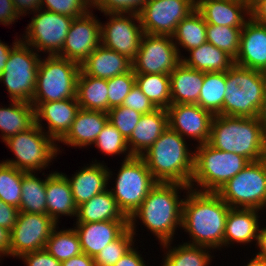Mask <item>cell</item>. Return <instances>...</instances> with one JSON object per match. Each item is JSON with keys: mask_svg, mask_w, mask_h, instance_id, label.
<instances>
[{"mask_svg": "<svg viewBox=\"0 0 266 266\" xmlns=\"http://www.w3.org/2000/svg\"><path fill=\"white\" fill-rule=\"evenodd\" d=\"M173 241L162 243L168 251L163 258L162 266H209L212 262L211 248L205 246L190 245L187 243L171 246ZM210 249V250H209Z\"/></svg>", "mask_w": 266, "mask_h": 266, "instance_id": "e575fe53", "label": "cell"}, {"mask_svg": "<svg viewBox=\"0 0 266 266\" xmlns=\"http://www.w3.org/2000/svg\"><path fill=\"white\" fill-rule=\"evenodd\" d=\"M91 10L74 18L59 57L81 65L101 44V22Z\"/></svg>", "mask_w": 266, "mask_h": 266, "instance_id": "e0dca14e", "label": "cell"}, {"mask_svg": "<svg viewBox=\"0 0 266 266\" xmlns=\"http://www.w3.org/2000/svg\"><path fill=\"white\" fill-rule=\"evenodd\" d=\"M58 224L47 214L19 212L10 231V257L45 249L52 230Z\"/></svg>", "mask_w": 266, "mask_h": 266, "instance_id": "5bb4252c", "label": "cell"}, {"mask_svg": "<svg viewBox=\"0 0 266 266\" xmlns=\"http://www.w3.org/2000/svg\"><path fill=\"white\" fill-rule=\"evenodd\" d=\"M11 49H12L11 45L8 46L7 43L5 42L3 43L0 40V75L4 71Z\"/></svg>", "mask_w": 266, "mask_h": 266, "instance_id": "94428289", "label": "cell"}, {"mask_svg": "<svg viewBox=\"0 0 266 266\" xmlns=\"http://www.w3.org/2000/svg\"><path fill=\"white\" fill-rule=\"evenodd\" d=\"M250 17L266 26V0H252L250 2Z\"/></svg>", "mask_w": 266, "mask_h": 266, "instance_id": "db71d44e", "label": "cell"}, {"mask_svg": "<svg viewBox=\"0 0 266 266\" xmlns=\"http://www.w3.org/2000/svg\"><path fill=\"white\" fill-rule=\"evenodd\" d=\"M27 24L25 36L20 39L30 45L37 53L46 52L48 56L58 55L65 43L73 17L39 9Z\"/></svg>", "mask_w": 266, "mask_h": 266, "instance_id": "7c38bea8", "label": "cell"}, {"mask_svg": "<svg viewBox=\"0 0 266 266\" xmlns=\"http://www.w3.org/2000/svg\"><path fill=\"white\" fill-rule=\"evenodd\" d=\"M18 18L20 19V15L14 8L13 0H0V24L8 26Z\"/></svg>", "mask_w": 266, "mask_h": 266, "instance_id": "816d5d0a", "label": "cell"}, {"mask_svg": "<svg viewBox=\"0 0 266 266\" xmlns=\"http://www.w3.org/2000/svg\"><path fill=\"white\" fill-rule=\"evenodd\" d=\"M41 9L76 18L91 9V0H41Z\"/></svg>", "mask_w": 266, "mask_h": 266, "instance_id": "bcb514c9", "label": "cell"}, {"mask_svg": "<svg viewBox=\"0 0 266 266\" xmlns=\"http://www.w3.org/2000/svg\"><path fill=\"white\" fill-rule=\"evenodd\" d=\"M181 61L190 68L203 72H224L234 65V59L225 51L208 42L188 51Z\"/></svg>", "mask_w": 266, "mask_h": 266, "instance_id": "4dcf8cb0", "label": "cell"}, {"mask_svg": "<svg viewBox=\"0 0 266 266\" xmlns=\"http://www.w3.org/2000/svg\"><path fill=\"white\" fill-rule=\"evenodd\" d=\"M147 0H91V8L101 13L139 14Z\"/></svg>", "mask_w": 266, "mask_h": 266, "instance_id": "7dc6e473", "label": "cell"}, {"mask_svg": "<svg viewBox=\"0 0 266 266\" xmlns=\"http://www.w3.org/2000/svg\"><path fill=\"white\" fill-rule=\"evenodd\" d=\"M186 140L168 127L141 157L157 182L190 185L194 152Z\"/></svg>", "mask_w": 266, "mask_h": 266, "instance_id": "3957f363", "label": "cell"}, {"mask_svg": "<svg viewBox=\"0 0 266 266\" xmlns=\"http://www.w3.org/2000/svg\"><path fill=\"white\" fill-rule=\"evenodd\" d=\"M79 110L76 98L42 102L35 108L36 124L57 143L70 130ZM43 120L47 122L48 127H44L47 131L43 128Z\"/></svg>", "mask_w": 266, "mask_h": 266, "instance_id": "d6986e66", "label": "cell"}, {"mask_svg": "<svg viewBox=\"0 0 266 266\" xmlns=\"http://www.w3.org/2000/svg\"><path fill=\"white\" fill-rule=\"evenodd\" d=\"M134 85L135 73L133 69L128 73L107 79L108 111L111 108L121 106Z\"/></svg>", "mask_w": 266, "mask_h": 266, "instance_id": "ee69618b", "label": "cell"}, {"mask_svg": "<svg viewBox=\"0 0 266 266\" xmlns=\"http://www.w3.org/2000/svg\"><path fill=\"white\" fill-rule=\"evenodd\" d=\"M226 91V71L204 72V81L197 104L214 116L220 115Z\"/></svg>", "mask_w": 266, "mask_h": 266, "instance_id": "8d00e7d4", "label": "cell"}, {"mask_svg": "<svg viewBox=\"0 0 266 266\" xmlns=\"http://www.w3.org/2000/svg\"><path fill=\"white\" fill-rule=\"evenodd\" d=\"M206 28L207 23L196 9L178 24L171 37L180 58L183 56L179 46L188 52L207 42Z\"/></svg>", "mask_w": 266, "mask_h": 266, "instance_id": "836d02e7", "label": "cell"}, {"mask_svg": "<svg viewBox=\"0 0 266 266\" xmlns=\"http://www.w3.org/2000/svg\"><path fill=\"white\" fill-rule=\"evenodd\" d=\"M71 186L72 195L77 206L90 200L97 194L108 189V181L112 178V171L104 163L92 161L88 166L82 167L72 177L64 174Z\"/></svg>", "mask_w": 266, "mask_h": 266, "instance_id": "603a6c76", "label": "cell"}, {"mask_svg": "<svg viewBox=\"0 0 266 266\" xmlns=\"http://www.w3.org/2000/svg\"><path fill=\"white\" fill-rule=\"evenodd\" d=\"M19 259H22L26 266H61V262L55 259L45 249L26 253Z\"/></svg>", "mask_w": 266, "mask_h": 266, "instance_id": "681fc988", "label": "cell"}, {"mask_svg": "<svg viewBox=\"0 0 266 266\" xmlns=\"http://www.w3.org/2000/svg\"><path fill=\"white\" fill-rule=\"evenodd\" d=\"M107 121V112L80 108L70 130L58 143L79 148L93 145Z\"/></svg>", "mask_w": 266, "mask_h": 266, "instance_id": "484cf974", "label": "cell"}, {"mask_svg": "<svg viewBox=\"0 0 266 266\" xmlns=\"http://www.w3.org/2000/svg\"><path fill=\"white\" fill-rule=\"evenodd\" d=\"M19 209L0 200V226L11 231L17 221Z\"/></svg>", "mask_w": 266, "mask_h": 266, "instance_id": "f907efd6", "label": "cell"}, {"mask_svg": "<svg viewBox=\"0 0 266 266\" xmlns=\"http://www.w3.org/2000/svg\"><path fill=\"white\" fill-rule=\"evenodd\" d=\"M195 9L194 0H147L138 15L145 34L172 36Z\"/></svg>", "mask_w": 266, "mask_h": 266, "instance_id": "9a60e30c", "label": "cell"}, {"mask_svg": "<svg viewBox=\"0 0 266 266\" xmlns=\"http://www.w3.org/2000/svg\"><path fill=\"white\" fill-rule=\"evenodd\" d=\"M234 64L266 73V26L251 17L240 36V48Z\"/></svg>", "mask_w": 266, "mask_h": 266, "instance_id": "ffe728a7", "label": "cell"}, {"mask_svg": "<svg viewBox=\"0 0 266 266\" xmlns=\"http://www.w3.org/2000/svg\"><path fill=\"white\" fill-rule=\"evenodd\" d=\"M35 174V172H26L23 175L19 212L36 214L47 213L46 177H44V180L38 178Z\"/></svg>", "mask_w": 266, "mask_h": 266, "instance_id": "d590c367", "label": "cell"}, {"mask_svg": "<svg viewBox=\"0 0 266 266\" xmlns=\"http://www.w3.org/2000/svg\"><path fill=\"white\" fill-rule=\"evenodd\" d=\"M129 228L128 220L76 223L82 252L95 257L105 246L118 239Z\"/></svg>", "mask_w": 266, "mask_h": 266, "instance_id": "7402d4cb", "label": "cell"}, {"mask_svg": "<svg viewBox=\"0 0 266 266\" xmlns=\"http://www.w3.org/2000/svg\"><path fill=\"white\" fill-rule=\"evenodd\" d=\"M35 123V108L31 103L11 100L9 107H0V137L3 141L30 129Z\"/></svg>", "mask_w": 266, "mask_h": 266, "instance_id": "1f68e13d", "label": "cell"}, {"mask_svg": "<svg viewBox=\"0 0 266 266\" xmlns=\"http://www.w3.org/2000/svg\"><path fill=\"white\" fill-rule=\"evenodd\" d=\"M158 182L141 156H125L110 192L119 209L129 218Z\"/></svg>", "mask_w": 266, "mask_h": 266, "instance_id": "30bf717a", "label": "cell"}, {"mask_svg": "<svg viewBox=\"0 0 266 266\" xmlns=\"http://www.w3.org/2000/svg\"><path fill=\"white\" fill-rule=\"evenodd\" d=\"M3 142L14 153L15 160L7 159L2 162L25 172H41L57 157L58 152H62L58 143L36 123L30 129Z\"/></svg>", "mask_w": 266, "mask_h": 266, "instance_id": "ba28073f", "label": "cell"}, {"mask_svg": "<svg viewBox=\"0 0 266 266\" xmlns=\"http://www.w3.org/2000/svg\"><path fill=\"white\" fill-rule=\"evenodd\" d=\"M104 15L109 17V21L100 24L101 44L133 61L144 34L139 15L134 13H104Z\"/></svg>", "mask_w": 266, "mask_h": 266, "instance_id": "2e32d148", "label": "cell"}, {"mask_svg": "<svg viewBox=\"0 0 266 266\" xmlns=\"http://www.w3.org/2000/svg\"><path fill=\"white\" fill-rule=\"evenodd\" d=\"M141 256L142 254L133 245L114 266H146Z\"/></svg>", "mask_w": 266, "mask_h": 266, "instance_id": "f5cc1de1", "label": "cell"}, {"mask_svg": "<svg viewBox=\"0 0 266 266\" xmlns=\"http://www.w3.org/2000/svg\"><path fill=\"white\" fill-rule=\"evenodd\" d=\"M241 31L242 28L207 25V42L225 51L235 60L240 48Z\"/></svg>", "mask_w": 266, "mask_h": 266, "instance_id": "60d3db41", "label": "cell"}, {"mask_svg": "<svg viewBox=\"0 0 266 266\" xmlns=\"http://www.w3.org/2000/svg\"><path fill=\"white\" fill-rule=\"evenodd\" d=\"M180 62L171 36L145 33L132 61L135 74H170Z\"/></svg>", "mask_w": 266, "mask_h": 266, "instance_id": "4fadbf2b", "label": "cell"}, {"mask_svg": "<svg viewBox=\"0 0 266 266\" xmlns=\"http://www.w3.org/2000/svg\"><path fill=\"white\" fill-rule=\"evenodd\" d=\"M57 225L47 240L45 250L62 262L82 253L80 239L74 228L61 229Z\"/></svg>", "mask_w": 266, "mask_h": 266, "instance_id": "f35d334b", "label": "cell"}, {"mask_svg": "<svg viewBox=\"0 0 266 266\" xmlns=\"http://www.w3.org/2000/svg\"><path fill=\"white\" fill-rule=\"evenodd\" d=\"M255 245H257L258 249L260 250L255 256L266 259V227L260 228L257 237V243Z\"/></svg>", "mask_w": 266, "mask_h": 266, "instance_id": "680465c9", "label": "cell"}, {"mask_svg": "<svg viewBox=\"0 0 266 266\" xmlns=\"http://www.w3.org/2000/svg\"><path fill=\"white\" fill-rule=\"evenodd\" d=\"M20 38L10 50L0 82L6 86L9 99L31 103L35 93L37 70L41 56Z\"/></svg>", "mask_w": 266, "mask_h": 266, "instance_id": "9c48e42d", "label": "cell"}, {"mask_svg": "<svg viewBox=\"0 0 266 266\" xmlns=\"http://www.w3.org/2000/svg\"><path fill=\"white\" fill-rule=\"evenodd\" d=\"M13 5L18 14L24 16L29 14V11L36 13L41 9V0H13Z\"/></svg>", "mask_w": 266, "mask_h": 266, "instance_id": "11a10c76", "label": "cell"}, {"mask_svg": "<svg viewBox=\"0 0 266 266\" xmlns=\"http://www.w3.org/2000/svg\"><path fill=\"white\" fill-rule=\"evenodd\" d=\"M135 84L156 108L171 105L169 74H135Z\"/></svg>", "mask_w": 266, "mask_h": 266, "instance_id": "74e56055", "label": "cell"}, {"mask_svg": "<svg viewBox=\"0 0 266 266\" xmlns=\"http://www.w3.org/2000/svg\"><path fill=\"white\" fill-rule=\"evenodd\" d=\"M216 193L231 208L266 210V158L249 162Z\"/></svg>", "mask_w": 266, "mask_h": 266, "instance_id": "8fae6325", "label": "cell"}, {"mask_svg": "<svg viewBox=\"0 0 266 266\" xmlns=\"http://www.w3.org/2000/svg\"><path fill=\"white\" fill-rule=\"evenodd\" d=\"M76 99L82 109L108 112L107 79L88 76L81 70Z\"/></svg>", "mask_w": 266, "mask_h": 266, "instance_id": "d6a6232c", "label": "cell"}, {"mask_svg": "<svg viewBox=\"0 0 266 266\" xmlns=\"http://www.w3.org/2000/svg\"><path fill=\"white\" fill-rule=\"evenodd\" d=\"M80 71L78 63L57 55L40 58L31 104L36 108L42 102L76 98Z\"/></svg>", "mask_w": 266, "mask_h": 266, "instance_id": "52a82bcc", "label": "cell"}, {"mask_svg": "<svg viewBox=\"0 0 266 266\" xmlns=\"http://www.w3.org/2000/svg\"><path fill=\"white\" fill-rule=\"evenodd\" d=\"M3 256H10V231L0 226V258Z\"/></svg>", "mask_w": 266, "mask_h": 266, "instance_id": "6f0895ef", "label": "cell"}, {"mask_svg": "<svg viewBox=\"0 0 266 266\" xmlns=\"http://www.w3.org/2000/svg\"><path fill=\"white\" fill-rule=\"evenodd\" d=\"M266 91V73L234 64L226 71L220 115L256 117Z\"/></svg>", "mask_w": 266, "mask_h": 266, "instance_id": "5b68a950", "label": "cell"}, {"mask_svg": "<svg viewBox=\"0 0 266 266\" xmlns=\"http://www.w3.org/2000/svg\"><path fill=\"white\" fill-rule=\"evenodd\" d=\"M248 163L245 157L218 150L208 143L197 145L194 150V172L189 186L197 191L217 192Z\"/></svg>", "mask_w": 266, "mask_h": 266, "instance_id": "8992f818", "label": "cell"}, {"mask_svg": "<svg viewBox=\"0 0 266 266\" xmlns=\"http://www.w3.org/2000/svg\"><path fill=\"white\" fill-rule=\"evenodd\" d=\"M195 4L207 25L243 28L250 17L248 0H201Z\"/></svg>", "mask_w": 266, "mask_h": 266, "instance_id": "44dd1931", "label": "cell"}, {"mask_svg": "<svg viewBox=\"0 0 266 266\" xmlns=\"http://www.w3.org/2000/svg\"><path fill=\"white\" fill-rule=\"evenodd\" d=\"M88 76L109 79L130 72L132 60L100 44L80 65Z\"/></svg>", "mask_w": 266, "mask_h": 266, "instance_id": "d4e9b609", "label": "cell"}, {"mask_svg": "<svg viewBox=\"0 0 266 266\" xmlns=\"http://www.w3.org/2000/svg\"><path fill=\"white\" fill-rule=\"evenodd\" d=\"M208 144L249 162L266 158V140L256 117L214 116Z\"/></svg>", "mask_w": 266, "mask_h": 266, "instance_id": "277c9868", "label": "cell"}, {"mask_svg": "<svg viewBox=\"0 0 266 266\" xmlns=\"http://www.w3.org/2000/svg\"><path fill=\"white\" fill-rule=\"evenodd\" d=\"M46 176L47 214L57 224L62 215L76 217L77 205L67 177L64 173L57 171Z\"/></svg>", "mask_w": 266, "mask_h": 266, "instance_id": "4316f807", "label": "cell"}, {"mask_svg": "<svg viewBox=\"0 0 266 266\" xmlns=\"http://www.w3.org/2000/svg\"><path fill=\"white\" fill-rule=\"evenodd\" d=\"M107 113L108 121L116 127L126 140L130 137L142 115L140 112L122 105L111 108Z\"/></svg>", "mask_w": 266, "mask_h": 266, "instance_id": "f6af8a7d", "label": "cell"}, {"mask_svg": "<svg viewBox=\"0 0 266 266\" xmlns=\"http://www.w3.org/2000/svg\"><path fill=\"white\" fill-rule=\"evenodd\" d=\"M122 106L131 108L141 114L151 113L157 109L136 84L125 97Z\"/></svg>", "mask_w": 266, "mask_h": 266, "instance_id": "c3c4849f", "label": "cell"}, {"mask_svg": "<svg viewBox=\"0 0 266 266\" xmlns=\"http://www.w3.org/2000/svg\"><path fill=\"white\" fill-rule=\"evenodd\" d=\"M182 227L190 245L211 249L224 247L226 219L231 208L216 192L189 189L184 196Z\"/></svg>", "mask_w": 266, "mask_h": 266, "instance_id": "6da1fadb", "label": "cell"}, {"mask_svg": "<svg viewBox=\"0 0 266 266\" xmlns=\"http://www.w3.org/2000/svg\"><path fill=\"white\" fill-rule=\"evenodd\" d=\"M188 192L189 185L158 182L142 204L128 218L129 229L136 235L137 219L162 243L173 241L175 231L182 227L184 198L179 190Z\"/></svg>", "mask_w": 266, "mask_h": 266, "instance_id": "7a4b0ae2", "label": "cell"}, {"mask_svg": "<svg viewBox=\"0 0 266 266\" xmlns=\"http://www.w3.org/2000/svg\"><path fill=\"white\" fill-rule=\"evenodd\" d=\"M94 145L98 149H100L102 153H105L108 156L120 154H127V156H132L129 152L127 140L109 121H107L104 127L102 128V131L97 136Z\"/></svg>", "mask_w": 266, "mask_h": 266, "instance_id": "7bdbcfd3", "label": "cell"}, {"mask_svg": "<svg viewBox=\"0 0 266 266\" xmlns=\"http://www.w3.org/2000/svg\"><path fill=\"white\" fill-rule=\"evenodd\" d=\"M168 127L166 109L157 108L151 113L142 114L138 124L127 139L131 155H143Z\"/></svg>", "mask_w": 266, "mask_h": 266, "instance_id": "cb8c5ba5", "label": "cell"}, {"mask_svg": "<svg viewBox=\"0 0 266 266\" xmlns=\"http://www.w3.org/2000/svg\"><path fill=\"white\" fill-rule=\"evenodd\" d=\"M75 223H94L108 220H128L107 189L77 206Z\"/></svg>", "mask_w": 266, "mask_h": 266, "instance_id": "f546056e", "label": "cell"}, {"mask_svg": "<svg viewBox=\"0 0 266 266\" xmlns=\"http://www.w3.org/2000/svg\"><path fill=\"white\" fill-rule=\"evenodd\" d=\"M134 237L133 232L128 228L94 257L96 266H114L134 245L136 241Z\"/></svg>", "mask_w": 266, "mask_h": 266, "instance_id": "b9f144b4", "label": "cell"}, {"mask_svg": "<svg viewBox=\"0 0 266 266\" xmlns=\"http://www.w3.org/2000/svg\"><path fill=\"white\" fill-rule=\"evenodd\" d=\"M25 171L0 162V200L19 209Z\"/></svg>", "mask_w": 266, "mask_h": 266, "instance_id": "ab89813d", "label": "cell"}, {"mask_svg": "<svg viewBox=\"0 0 266 266\" xmlns=\"http://www.w3.org/2000/svg\"><path fill=\"white\" fill-rule=\"evenodd\" d=\"M168 124L184 139L192 138L197 145L208 143L214 115L198 104H171L167 109Z\"/></svg>", "mask_w": 266, "mask_h": 266, "instance_id": "ac0fdd59", "label": "cell"}, {"mask_svg": "<svg viewBox=\"0 0 266 266\" xmlns=\"http://www.w3.org/2000/svg\"><path fill=\"white\" fill-rule=\"evenodd\" d=\"M257 209L230 208L225 226L224 246L233 245L235 242L248 244L257 243L260 230L259 212Z\"/></svg>", "mask_w": 266, "mask_h": 266, "instance_id": "83f0119b", "label": "cell"}, {"mask_svg": "<svg viewBox=\"0 0 266 266\" xmlns=\"http://www.w3.org/2000/svg\"><path fill=\"white\" fill-rule=\"evenodd\" d=\"M245 266H266V259L254 256V258L250 259L247 265Z\"/></svg>", "mask_w": 266, "mask_h": 266, "instance_id": "6125c7cd", "label": "cell"}, {"mask_svg": "<svg viewBox=\"0 0 266 266\" xmlns=\"http://www.w3.org/2000/svg\"><path fill=\"white\" fill-rule=\"evenodd\" d=\"M61 266H96L94 257L81 253L68 260L62 261Z\"/></svg>", "mask_w": 266, "mask_h": 266, "instance_id": "9f6ffc18", "label": "cell"}, {"mask_svg": "<svg viewBox=\"0 0 266 266\" xmlns=\"http://www.w3.org/2000/svg\"><path fill=\"white\" fill-rule=\"evenodd\" d=\"M256 118L259 121V124L262 128L264 138L266 140V91L264 93V98L261 102L260 108L258 110Z\"/></svg>", "mask_w": 266, "mask_h": 266, "instance_id": "91938a15", "label": "cell"}, {"mask_svg": "<svg viewBox=\"0 0 266 266\" xmlns=\"http://www.w3.org/2000/svg\"><path fill=\"white\" fill-rule=\"evenodd\" d=\"M171 104H197L204 72L187 67L182 61L169 74Z\"/></svg>", "mask_w": 266, "mask_h": 266, "instance_id": "f1b7e54d", "label": "cell"}]
</instances>
